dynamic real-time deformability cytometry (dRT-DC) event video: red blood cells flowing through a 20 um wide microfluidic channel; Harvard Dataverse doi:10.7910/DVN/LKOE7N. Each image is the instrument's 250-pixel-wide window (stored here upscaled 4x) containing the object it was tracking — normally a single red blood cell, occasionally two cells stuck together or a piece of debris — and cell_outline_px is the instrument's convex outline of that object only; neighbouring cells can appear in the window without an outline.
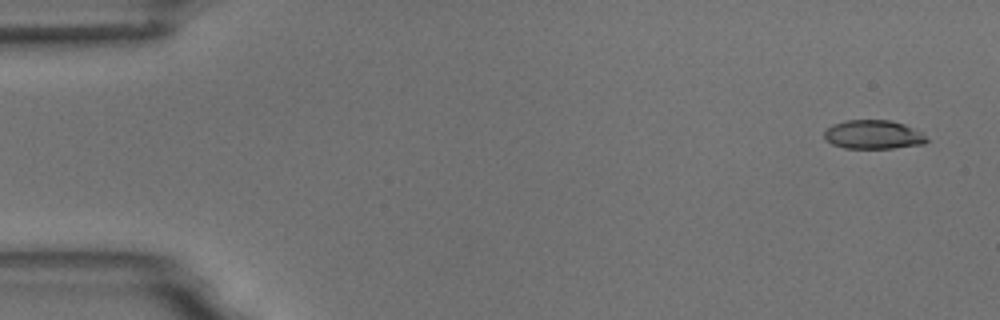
{"species": "common noctule bat (a hibernating species)", "species_latin": "Nyctalus noctula", "temperature_condition": "room temperature", "stored_images_in_passage": 6, "camera_frame_rate_fps": 3000, "um_per_image_px": 0.085, "animal": {"sex": "male", "body_mass_g": 18.8}, "frame": {"image": 1, "passage_image": 1, "time_ms": 0.0, "image_size_px": [1000, 320], "cell_outline_px": [[928, 140], [924, 144], [892, 148], [844, 148], [832, 144], [824, 136], [824, 132], [832, 124], [844, 120], [892, 120], [904, 124], [920, 132]], "centroid_in_image_um": [74.21, 11.43], "position_along_channel_um": 10.8, "area_um2": 17.11}}
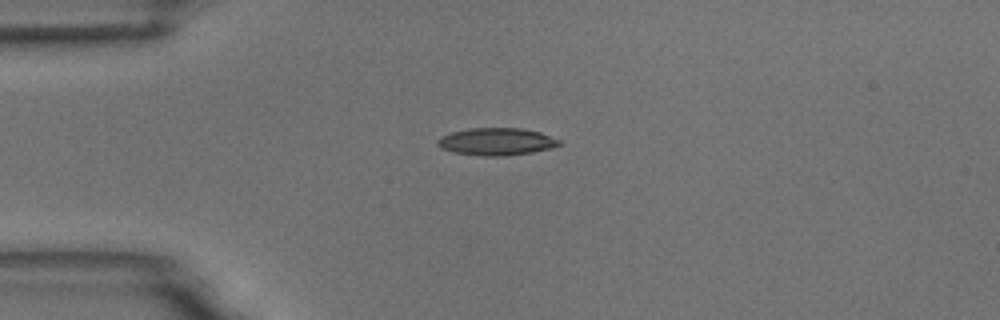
{"frame": {"image": 2, "passage_image": 4, "time_ms": 3.667, "image_size_px": [1000, 320], "cell_outline_px": [[560, 144], [552, 148], [532, 152], [504, 156], [484, 156], [452, 152], [440, 148], [436, 144], [436, 140], [440, 136], [452, 132], [468, 128], [524, 128], [540, 132], [560, 140]], "centroid_in_image_um": [42.16, 12.03], "position_along_channel_um": 42.8, "area_um2": 19.54}}